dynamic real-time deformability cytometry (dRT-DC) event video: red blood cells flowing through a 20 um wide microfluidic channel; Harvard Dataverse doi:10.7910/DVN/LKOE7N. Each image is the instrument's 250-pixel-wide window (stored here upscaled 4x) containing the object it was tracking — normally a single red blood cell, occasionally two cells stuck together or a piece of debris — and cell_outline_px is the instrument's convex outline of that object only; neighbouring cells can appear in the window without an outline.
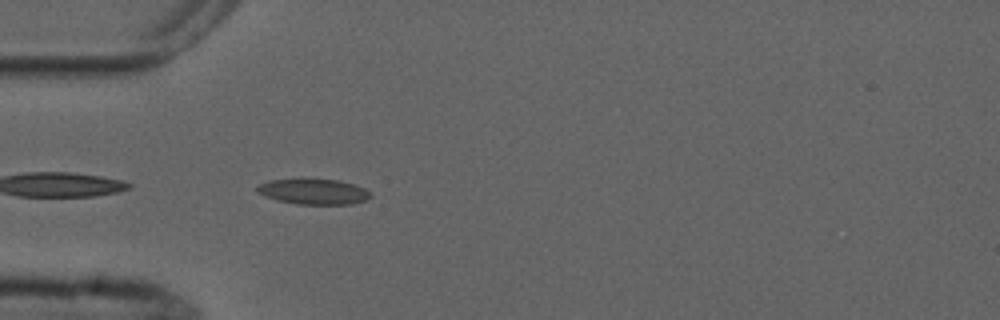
{"species": "common noctule bat (a hibernating species)", "species_latin": "Nyctalus noctula", "temperature_condition": "cold", "stored_images_in_passage": 3, "camera_frame_rate_fps": 3000, "um_per_image_px": 0.085, "animal": {"sex": "male", "forearm_length_mm": 52.5}, "frame": {"image": 1, "passage_image": 3, "time_ms": 3.333, "image_size_px": [1000, 320], "cell_outline_px": [[372, 196], [368, 200], [352, 204], [296, 204], [276, 200], [264, 196], [256, 192], [256, 188], [260, 184], [272, 180], [300, 176], [340, 180], [364, 188]], "centroid_in_image_um": [26.61, 16.25], "position_along_channel_um": 58.4, "area_um2": 17.57}}